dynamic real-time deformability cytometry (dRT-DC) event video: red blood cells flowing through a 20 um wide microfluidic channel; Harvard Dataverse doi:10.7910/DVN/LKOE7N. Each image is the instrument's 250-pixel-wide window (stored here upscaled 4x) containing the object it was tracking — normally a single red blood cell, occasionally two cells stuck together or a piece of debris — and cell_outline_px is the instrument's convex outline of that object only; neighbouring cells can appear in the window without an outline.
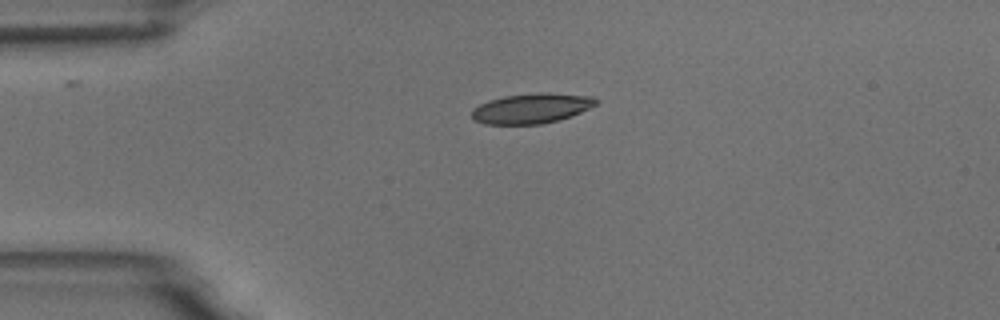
{"species": "common noctule bat (a hibernating species)", "species_latin": "Nyctalus noctula", "temperature_condition": "room temperature", "stored_images_in_passage": 2, "camera_frame_rate_fps": 3000, "um_per_image_px": 0.085, "animal": {"sex": "male", "body_mass_g": 18.8}, "frame": {"image": 1, "passage_image": 1, "time_ms": 0.0, "image_size_px": [1000, 320], "cell_outline_px": [[596, 104], [580, 112], [556, 120], [540, 124], [484, 124], [472, 120], [472, 108], [488, 100], [504, 96], [540, 92], [548, 92], [592, 96], [596, 100]], "centroid_in_image_um": [45.11, 9.2], "position_along_channel_um": 39.9, "area_um2": 21.62}}